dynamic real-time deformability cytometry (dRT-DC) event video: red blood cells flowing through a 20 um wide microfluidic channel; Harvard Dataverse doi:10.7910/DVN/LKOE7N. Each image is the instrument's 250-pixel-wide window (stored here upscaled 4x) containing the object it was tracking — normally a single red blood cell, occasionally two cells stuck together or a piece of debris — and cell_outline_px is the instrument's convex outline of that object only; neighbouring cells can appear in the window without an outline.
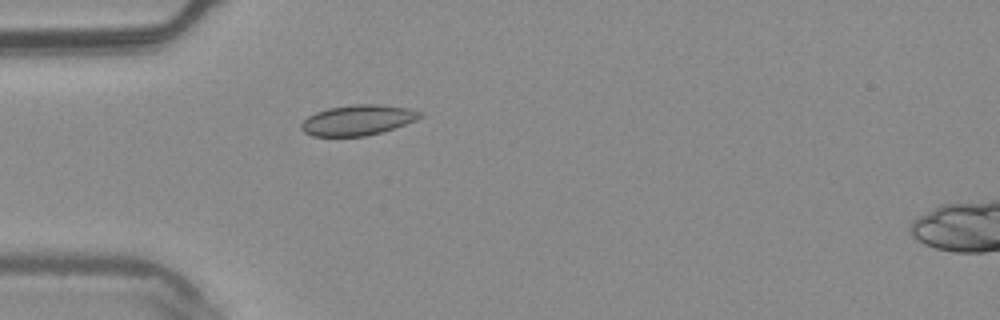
{"species": "common noctule bat (a hibernating species)", "species_latin": "Nyctalus noctula", "temperature_condition": "warm", "stored_images_in_passage": 5, "camera_frame_rate_fps": 3000, "um_per_image_px": 0.085, "animal": {"sex": "male", "body_mass_g": 20.4}, "frame": {"image": 1, "passage_image": 5, "time_ms": 1.333, "image_size_px": [1000, 320], "cell_outline_px": [[424, 116], [416, 120], [380, 132], [364, 136], [312, 136], [304, 132], [300, 128], [300, 124], [308, 116], [316, 112], [328, 108], [352, 104], [380, 104], [412, 108], [424, 112]], "centroid_in_image_um": [30.43, 10.19], "position_along_channel_um": 54.6, "area_um2": 21.15}}